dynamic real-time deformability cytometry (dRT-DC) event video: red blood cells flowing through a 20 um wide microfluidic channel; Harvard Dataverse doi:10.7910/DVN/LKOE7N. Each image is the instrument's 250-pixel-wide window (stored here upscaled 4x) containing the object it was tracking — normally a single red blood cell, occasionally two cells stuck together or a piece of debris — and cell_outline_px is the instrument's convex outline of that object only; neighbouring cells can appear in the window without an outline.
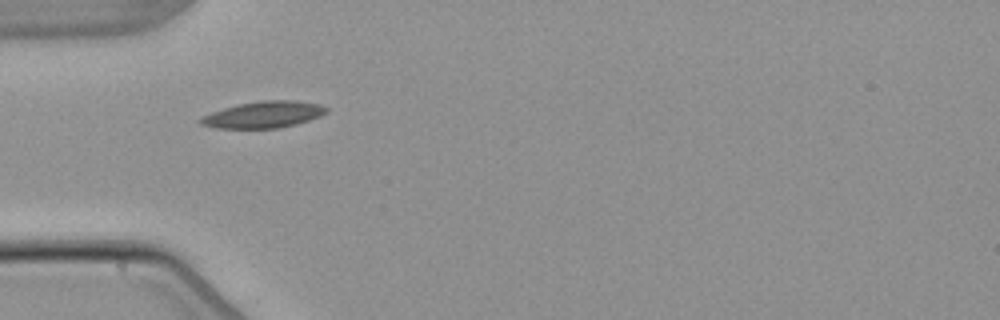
{"species": "common noctule bat (a hibernating species)", "species_latin": "Nyctalus noctula", "temperature_condition": "warm", "stored_images_in_passage": 4, "camera_frame_rate_fps": 3000, "um_per_image_px": 0.085, "animal": {"sex": "male", "body_mass_g": 21.5, "forearm_length_mm": 52.0}, "frame": {"image": 1, "passage_image": 1, "time_ms": 0.0, "image_size_px": [1000, 320], "cell_outline_px": [[328, 112], [320, 116], [296, 124], [280, 128], [216, 128], [200, 124], [196, 120], [200, 116], [236, 104], [260, 100], [292, 100], [320, 104], [328, 108]], "centroid_in_image_um": [22.37, 9.74], "position_along_channel_um": 62.6, "area_um2": 19.65}}